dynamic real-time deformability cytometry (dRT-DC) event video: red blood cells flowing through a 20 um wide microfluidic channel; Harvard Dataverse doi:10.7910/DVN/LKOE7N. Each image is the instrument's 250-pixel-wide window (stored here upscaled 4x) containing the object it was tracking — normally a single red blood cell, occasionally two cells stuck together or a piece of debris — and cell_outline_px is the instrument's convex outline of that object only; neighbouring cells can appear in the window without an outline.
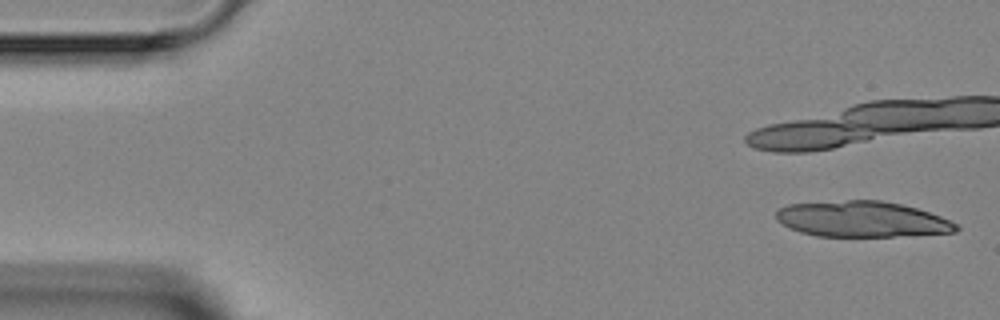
{"species": "Egyptian fruit bat (a non-hibernating species)", "species_latin": "Rousettus aegyptiacus", "temperature_condition": "room temperature", "stored_images_in_passage": 7, "camera_frame_rate_fps": 3000, "um_per_image_px": 0.085, "animal": {"sex": "female"}, "frame": {"image": 1, "passage_image": 1, "time_ms": 0.0, "image_size_px": [1000, 320], "cell_outline_px": [[960, 228], [956, 232], [892, 236], [816, 236], [800, 232], [776, 220], [776, 212], [780, 208], [788, 204], [848, 200], [880, 200], [900, 204], [916, 208], [940, 216], [960, 224]], "centroid_in_image_um": [73.29, 18.63], "position_along_channel_um": 11.7, "area_um2": 37.34}}
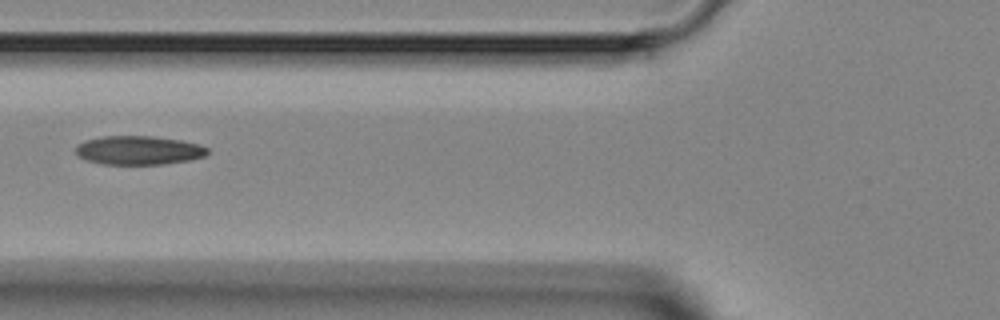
{"frame": {"image": 2, "passage_image": 6, "time_ms": 6.667, "image_size_px": [1000, 320], "cell_outline_px": [[208, 152], [204, 156], [188, 160], [164, 164], [104, 164], [88, 160], [80, 156], [76, 152], [76, 144], [84, 140], [104, 136], [152, 136], [180, 140], [200, 144], [208, 148]], "centroid_in_image_um": [11.79, 12.76], "position_along_channel_um": 114.0, "area_um2": 22.02}}
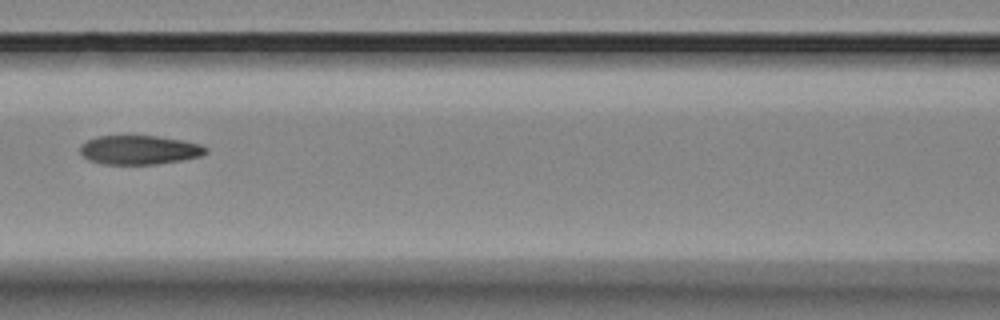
{"frame": {"image": 3, "passage_image": 7, "time_ms": 7.667, "image_size_px": [1000, 320], "cell_outline_px": [[208, 152], [200, 156], [180, 160], [156, 164], [104, 164], [88, 160], [80, 152], [80, 144], [96, 136], [156, 136], [184, 140], [200, 144], [208, 148]], "centroid_in_image_um": [11.84, 12.74], "position_along_channel_um": 154.8, "area_um2": 21.27}}